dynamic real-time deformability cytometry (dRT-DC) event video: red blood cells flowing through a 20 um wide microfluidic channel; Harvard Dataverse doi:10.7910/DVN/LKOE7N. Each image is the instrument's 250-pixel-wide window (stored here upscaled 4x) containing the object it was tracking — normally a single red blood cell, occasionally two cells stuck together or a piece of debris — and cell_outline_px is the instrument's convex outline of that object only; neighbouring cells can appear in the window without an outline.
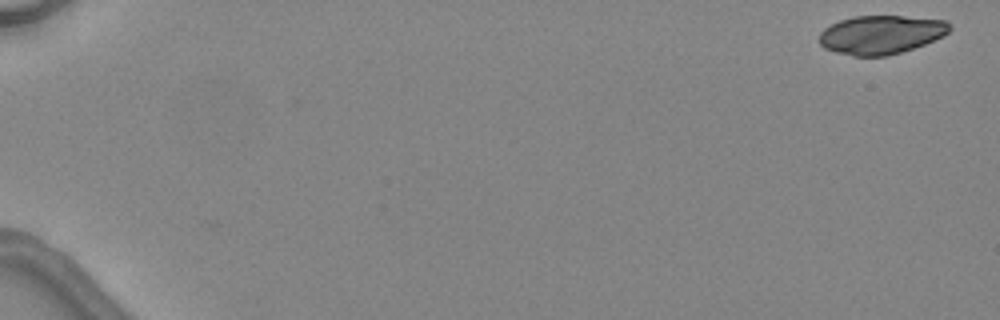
{"species": "common noctule bat (a hibernating species)", "species_latin": "Nyctalus noctula", "temperature_condition": "warm", "stored_images_in_passage": 5, "camera_frame_rate_fps": 3000, "um_per_image_px": 0.085, "animal": {"sex": "female", "body_mass_g": 24.6, "forearm_length_mm": 56.2}, "frame": {"image": 1, "passage_image": 1, "time_ms": 0.0, "image_size_px": [1000, 320], "cell_outline_px": [[952, 28], [944, 36], [924, 44], [888, 56], [852, 56], [836, 52], [824, 48], [820, 44], [820, 32], [824, 28], [840, 20], [852, 16], [904, 16], [948, 20], [952, 24]], "centroid_in_image_um": [74.91, 2.94], "position_along_channel_um": 10.1, "area_um2": 29.54}}